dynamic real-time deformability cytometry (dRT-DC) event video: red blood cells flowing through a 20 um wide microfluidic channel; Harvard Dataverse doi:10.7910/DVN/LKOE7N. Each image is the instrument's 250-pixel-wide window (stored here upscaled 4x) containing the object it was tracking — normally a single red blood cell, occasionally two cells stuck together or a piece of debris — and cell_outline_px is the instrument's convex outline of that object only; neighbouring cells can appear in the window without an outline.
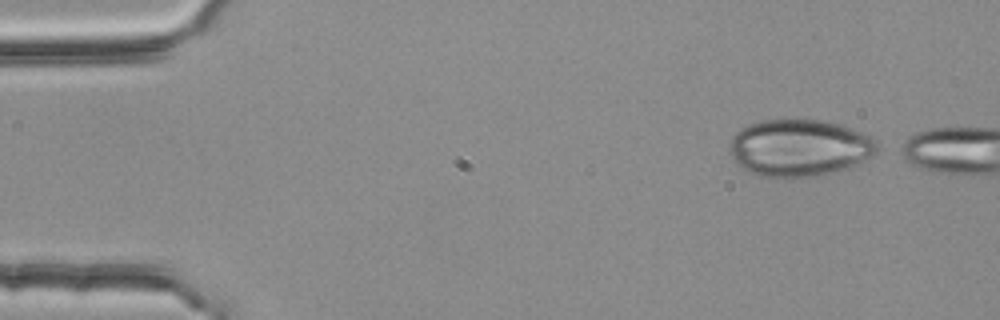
{"species": "common noctule bat (a hibernating species)", "species_latin": "Nyctalus noctula", "temperature_condition": "room temperature", "stored_images_in_passage": 4, "camera_frame_rate_fps": 3000, "um_per_image_px": 0.085, "animal": {"sex": "female", "body_mass_g": 25.1}, "frame": {"image": 1, "passage_image": 1, "time_ms": 0.0, "image_size_px": [1000, 320], "cell_outline_px": [[876, 152], [872, 156], [848, 168], [816, 176], [760, 176], [736, 164], [732, 160], [728, 144], [732, 136], [740, 128], [748, 124], [764, 120], [820, 120], [840, 124], [864, 132], [872, 136], [876, 140]], "centroid_in_image_um": [67.93, 12.54], "position_along_channel_um": 17.1, "area_um2": 48.9}}